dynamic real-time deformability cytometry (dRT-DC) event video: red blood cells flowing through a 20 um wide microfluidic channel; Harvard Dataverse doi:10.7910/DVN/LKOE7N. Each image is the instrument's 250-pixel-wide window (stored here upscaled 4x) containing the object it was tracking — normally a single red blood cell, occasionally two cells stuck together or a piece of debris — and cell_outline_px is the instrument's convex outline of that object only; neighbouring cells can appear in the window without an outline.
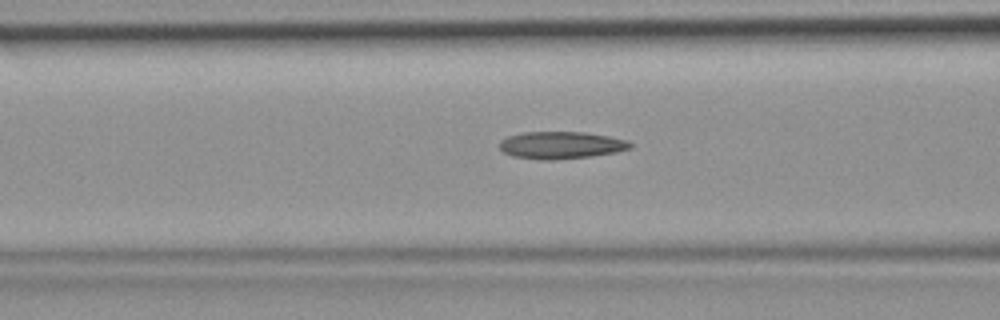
{"species": "common noctule bat (a hibernating species)", "species_latin": "Nyctalus noctula", "temperature_condition": "room temperature", "stored_images_in_passage": 47, "camera_frame_rate_fps": 3000, "um_per_image_px": 0.085, "animal": {"sex": "female", "body_mass_g": 19.9}, "frame": {"image": 1, "passage_image": 19, "time_ms": 6.0, "image_size_px": [1000, 320], "cell_outline_px": [[632, 148], [616, 152], [592, 156], [556, 160], [540, 160], [512, 156], [504, 152], [500, 148], [500, 140], [508, 136], [524, 132], [584, 132], [608, 136], [628, 140], [632, 144]], "centroid_in_image_um": [47.7, 12.34], "position_along_channel_um": 118.9, "area_um2": 20.87}}
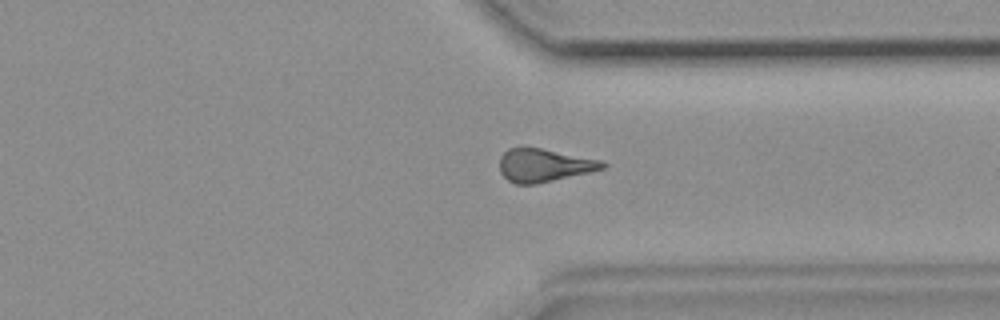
{"frame": {"image": 2, "passage_image": 36, "time_ms": 11.667, "image_size_px": [1000, 320], "cell_outline_px": [[608, 164], [604, 168], [588, 172], [536, 184], [516, 184], [508, 180], [500, 172], [500, 156], [508, 148], [540, 148], [600, 160]], "centroid_in_image_um": [46.21, 14.05], "position_along_channel_um": 365.2, "area_um2": 19.48}}
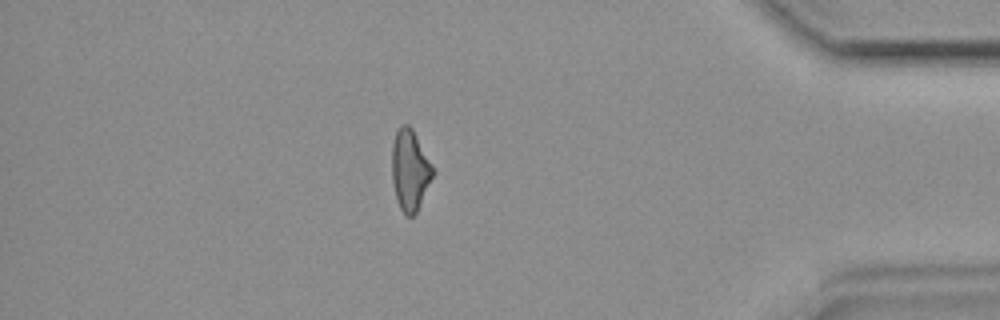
{"frame": {"image": 3, "passage_image": 41, "time_ms": 13.333, "image_size_px": [1000, 320], "cell_outline_px": [[436, 172], [416, 212], [412, 216], [404, 216], [396, 200], [392, 180], [392, 144], [396, 132], [404, 124], [408, 124], [412, 128], [432, 164]], "centroid_in_image_um": [34.85, 14.49], "position_along_channel_um": 400.3, "area_um2": 19.36}}